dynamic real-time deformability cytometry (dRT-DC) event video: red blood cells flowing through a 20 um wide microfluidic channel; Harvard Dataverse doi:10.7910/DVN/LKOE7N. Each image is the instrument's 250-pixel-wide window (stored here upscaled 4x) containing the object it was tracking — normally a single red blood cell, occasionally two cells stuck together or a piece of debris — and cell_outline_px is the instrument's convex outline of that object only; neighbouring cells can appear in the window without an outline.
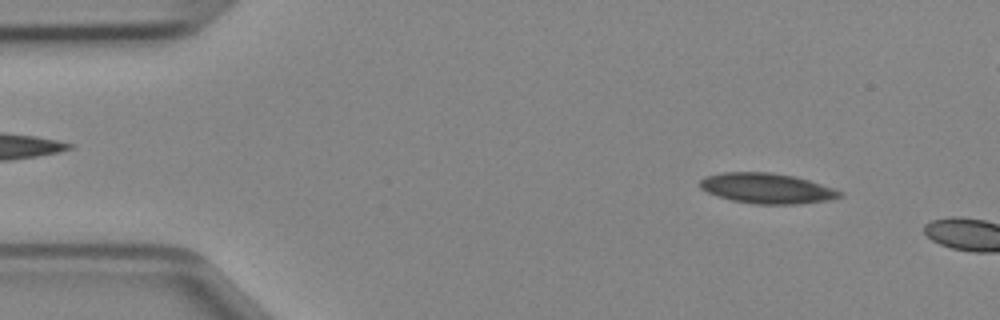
{"species": "Egyptian fruit bat (a non-hibernating species)", "species_latin": "Rousettus aegyptiacus", "temperature_condition": "cold", "stored_images_in_passage": 7, "camera_frame_rate_fps": 3000, "um_per_image_px": 0.085, "animal": {"sex": "female"}, "frame": {"image": 1, "passage_image": 4, "time_ms": 1.0, "image_size_px": [1000, 320], "cell_outline_px": [[844, 196], [832, 200], [796, 204], [752, 204], [732, 200], [716, 196], [700, 188], [700, 180], [704, 176], [720, 172], [768, 172], [796, 176], [844, 192]], "centroid_in_image_um": [65.19, 16.01], "position_along_channel_um": 19.8, "area_um2": 24.91}}